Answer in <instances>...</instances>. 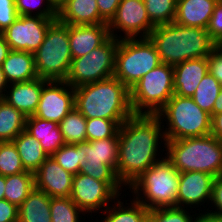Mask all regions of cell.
Wrapping results in <instances>:
<instances>
[{"mask_svg":"<svg viewBox=\"0 0 222 222\" xmlns=\"http://www.w3.org/2000/svg\"><path fill=\"white\" fill-rule=\"evenodd\" d=\"M162 124L157 115L133 114L120 126L116 176L123 187L128 188L162 159L158 151L161 143L166 142Z\"/></svg>","mask_w":222,"mask_h":222,"instance_id":"6da1fadb","label":"cell"},{"mask_svg":"<svg viewBox=\"0 0 222 222\" xmlns=\"http://www.w3.org/2000/svg\"><path fill=\"white\" fill-rule=\"evenodd\" d=\"M162 63L175 66L194 58H207L216 44L206 29L175 22L156 25L148 37Z\"/></svg>","mask_w":222,"mask_h":222,"instance_id":"7a4b0ae2","label":"cell"},{"mask_svg":"<svg viewBox=\"0 0 222 222\" xmlns=\"http://www.w3.org/2000/svg\"><path fill=\"white\" fill-rule=\"evenodd\" d=\"M75 108L86 118L127 120L133 115L130 91L116 77L74 88Z\"/></svg>","mask_w":222,"mask_h":222,"instance_id":"3957f363","label":"cell"},{"mask_svg":"<svg viewBox=\"0 0 222 222\" xmlns=\"http://www.w3.org/2000/svg\"><path fill=\"white\" fill-rule=\"evenodd\" d=\"M166 158L180 172L199 171L215 177L222 175V141L212 134L166 140Z\"/></svg>","mask_w":222,"mask_h":222,"instance_id":"277c9868","label":"cell"},{"mask_svg":"<svg viewBox=\"0 0 222 222\" xmlns=\"http://www.w3.org/2000/svg\"><path fill=\"white\" fill-rule=\"evenodd\" d=\"M179 175L180 172L172 163L166 157H162L143 172L128 190L130 188L133 197L148 210L176 207Z\"/></svg>","mask_w":222,"mask_h":222,"instance_id":"5b68a950","label":"cell"},{"mask_svg":"<svg viewBox=\"0 0 222 222\" xmlns=\"http://www.w3.org/2000/svg\"><path fill=\"white\" fill-rule=\"evenodd\" d=\"M156 115L167 124L163 128L166 140L202 137L211 133V114L202 110L192 97L174 94Z\"/></svg>","mask_w":222,"mask_h":222,"instance_id":"8992f818","label":"cell"},{"mask_svg":"<svg viewBox=\"0 0 222 222\" xmlns=\"http://www.w3.org/2000/svg\"><path fill=\"white\" fill-rule=\"evenodd\" d=\"M39 78L65 81L72 62L68 25L55 20L47 29L43 43L34 53Z\"/></svg>","mask_w":222,"mask_h":222,"instance_id":"52a82bcc","label":"cell"},{"mask_svg":"<svg viewBox=\"0 0 222 222\" xmlns=\"http://www.w3.org/2000/svg\"><path fill=\"white\" fill-rule=\"evenodd\" d=\"M161 63L155 45L149 38L120 39L113 76L130 90Z\"/></svg>","mask_w":222,"mask_h":222,"instance_id":"ba28073f","label":"cell"},{"mask_svg":"<svg viewBox=\"0 0 222 222\" xmlns=\"http://www.w3.org/2000/svg\"><path fill=\"white\" fill-rule=\"evenodd\" d=\"M129 91L133 114L156 115L174 95L173 66L161 63Z\"/></svg>","mask_w":222,"mask_h":222,"instance_id":"9c48e42d","label":"cell"},{"mask_svg":"<svg viewBox=\"0 0 222 222\" xmlns=\"http://www.w3.org/2000/svg\"><path fill=\"white\" fill-rule=\"evenodd\" d=\"M119 40L110 37L90 53L72 59L66 82L73 88L94 83L114 75L115 54Z\"/></svg>","mask_w":222,"mask_h":222,"instance_id":"30bf717a","label":"cell"},{"mask_svg":"<svg viewBox=\"0 0 222 222\" xmlns=\"http://www.w3.org/2000/svg\"><path fill=\"white\" fill-rule=\"evenodd\" d=\"M122 187L120 182H104L79 172L73 175L70 198L83 211L82 215L103 212L121 196Z\"/></svg>","mask_w":222,"mask_h":222,"instance_id":"8fae6325","label":"cell"},{"mask_svg":"<svg viewBox=\"0 0 222 222\" xmlns=\"http://www.w3.org/2000/svg\"><path fill=\"white\" fill-rule=\"evenodd\" d=\"M85 163L80 173L104 182H119L116 176L118 162V133L111 138L85 142Z\"/></svg>","mask_w":222,"mask_h":222,"instance_id":"7c38bea8","label":"cell"},{"mask_svg":"<svg viewBox=\"0 0 222 222\" xmlns=\"http://www.w3.org/2000/svg\"><path fill=\"white\" fill-rule=\"evenodd\" d=\"M108 28L110 35L118 40L136 39L148 38L155 25L148 17L143 0H121ZM117 31L125 33L124 36H118Z\"/></svg>","mask_w":222,"mask_h":222,"instance_id":"4fadbf2b","label":"cell"},{"mask_svg":"<svg viewBox=\"0 0 222 222\" xmlns=\"http://www.w3.org/2000/svg\"><path fill=\"white\" fill-rule=\"evenodd\" d=\"M55 20L57 18L19 15L1 34L11 50L35 53Z\"/></svg>","mask_w":222,"mask_h":222,"instance_id":"5bb4252c","label":"cell"},{"mask_svg":"<svg viewBox=\"0 0 222 222\" xmlns=\"http://www.w3.org/2000/svg\"><path fill=\"white\" fill-rule=\"evenodd\" d=\"M75 108L74 88L66 81H48L42 89L34 116L58 124Z\"/></svg>","mask_w":222,"mask_h":222,"instance_id":"9a60e30c","label":"cell"},{"mask_svg":"<svg viewBox=\"0 0 222 222\" xmlns=\"http://www.w3.org/2000/svg\"><path fill=\"white\" fill-rule=\"evenodd\" d=\"M214 179L215 176L199 171L180 173L176 207L205 208L203 204L211 200Z\"/></svg>","mask_w":222,"mask_h":222,"instance_id":"2e32d148","label":"cell"},{"mask_svg":"<svg viewBox=\"0 0 222 222\" xmlns=\"http://www.w3.org/2000/svg\"><path fill=\"white\" fill-rule=\"evenodd\" d=\"M73 175L49 156L34 172L35 187L52 197H69Z\"/></svg>","mask_w":222,"mask_h":222,"instance_id":"e0dca14e","label":"cell"},{"mask_svg":"<svg viewBox=\"0 0 222 222\" xmlns=\"http://www.w3.org/2000/svg\"><path fill=\"white\" fill-rule=\"evenodd\" d=\"M49 80L36 78L26 82L8 85L2 97L7 103L19 110L25 117L33 116L38 108L43 86Z\"/></svg>","mask_w":222,"mask_h":222,"instance_id":"ac0fdd59","label":"cell"},{"mask_svg":"<svg viewBox=\"0 0 222 222\" xmlns=\"http://www.w3.org/2000/svg\"><path fill=\"white\" fill-rule=\"evenodd\" d=\"M68 37L72 58L90 53L110 37L108 24L68 25Z\"/></svg>","mask_w":222,"mask_h":222,"instance_id":"d6986e66","label":"cell"},{"mask_svg":"<svg viewBox=\"0 0 222 222\" xmlns=\"http://www.w3.org/2000/svg\"><path fill=\"white\" fill-rule=\"evenodd\" d=\"M174 94L192 97L202 78L209 72L207 58H194L173 66Z\"/></svg>","mask_w":222,"mask_h":222,"instance_id":"ffe728a7","label":"cell"},{"mask_svg":"<svg viewBox=\"0 0 222 222\" xmlns=\"http://www.w3.org/2000/svg\"><path fill=\"white\" fill-rule=\"evenodd\" d=\"M57 20L66 25L108 24L100 16L96 0H66L57 11Z\"/></svg>","mask_w":222,"mask_h":222,"instance_id":"44dd1931","label":"cell"},{"mask_svg":"<svg viewBox=\"0 0 222 222\" xmlns=\"http://www.w3.org/2000/svg\"><path fill=\"white\" fill-rule=\"evenodd\" d=\"M218 0H177L174 22L206 29Z\"/></svg>","mask_w":222,"mask_h":222,"instance_id":"7402d4cb","label":"cell"},{"mask_svg":"<svg viewBox=\"0 0 222 222\" xmlns=\"http://www.w3.org/2000/svg\"><path fill=\"white\" fill-rule=\"evenodd\" d=\"M8 84L38 78L34 53L11 50L1 66Z\"/></svg>","mask_w":222,"mask_h":222,"instance_id":"603a6c76","label":"cell"},{"mask_svg":"<svg viewBox=\"0 0 222 222\" xmlns=\"http://www.w3.org/2000/svg\"><path fill=\"white\" fill-rule=\"evenodd\" d=\"M25 130L40 142L48 156H52L65 144L57 122L29 116L26 117Z\"/></svg>","mask_w":222,"mask_h":222,"instance_id":"cb8c5ba5","label":"cell"},{"mask_svg":"<svg viewBox=\"0 0 222 222\" xmlns=\"http://www.w3.org/2000/svg\"><path fill=\"white\" fill-rule=\"evenodd\" d=\"M51 197L36 187L18 207V222H52Z\"/></svg>","mask_w":222,"mask_h":222,"instance_id":"d4e9b609","label":"cell"},{"mask_svg":"<svg viewBox=\"0 0 222 222\" xmlns=\"http://www.w3.org/2000/svg\"><path fill=\"white\" fill-rule=\"evenodd\" d=\"M26 171L34 173L49 157L42 145L29 132L23 130L14 140Z\"/></svg>","mask_w":222,"mask_h":222,"instance_id":"484cf974","label":"cell"},{"mask_svg":"<svg viewBox=\"0 0 222 222\" xmlns=\"http://www.w3.org/2000/svg\"><path fill=\"white\" fill-rule=\"evenodd\" d=\"M119 196L110 204L101 214L106 215L104 220L98 222H141V220L149 213V210L133 198L130 203L125 200L126 206ZM113 205V206H112ZM128 205V206H127ZM111 207V208H110Z\"/></svg>","mask_w":222,"mask_h":222,"instance_id":"4316f807","label":"cell"},{"mask_svg":"<svg viewBox=\"0 0 222 222\" xmlns=\"http://www.w3.org/2000/svg\"><path fill=\"white\" fill-rule=\"evenodd\" d=\"M26 126V117L0 98V142L13 141Z\"/></svg>","mask_w":222,"mask_h":222,"instance_id":"83f0119b","label":"cell"},{"mask_svg":"<svg viewBox=\"0 0 222 222\" xmlns=\"http://www.w3.org/2000/svg\"><path fill=\"white\" fill-rule=\"evenodd\" d=\"M35 188L34 173L21 172L5 177L4 199L17 207Z\"/></svg>","mask_w":222,"mask_h":222,"instance_id":"f1b7e54d","label":"cell"},{"mask_svg":"<svg viewBox=\"0 0 222 222\" xmlns=\"http://www.w3.org/2000/svg\"><path fill=\"white\" fill-rule=\"evenodd\" d=\"M65 144L87 142L86 118L73 108L58 124Z\"/></svg>","mask_w":222,"mask_h":222,"instance_id":"f546056e","label":"cell"},{"mask_svg":"<svg viewBox=\"0 0 222 222\" xmlns=\"http://www.w3.org/2000/svg\"><path fill=\"white\" fill-rule=\"evenodd\" d=\"M85 142L79 144H64L52 157L66 171L76 175L81 171L85 160Z\"/></svg>","mask_w":222,"mask_h":222,"instance_id":"4dcf8cb0","label":"cell"},{"mask_svg":"<svg viewBox=\"0 0 222 222\" xmlns=\"http://www.w3.org/2000/svg\"><path fill=\"white\" fill-rule=\"evenodd\" d=\"M222 85L208 72L201 80L194 95V102L204 111L213 116V106Z\"/></svg>","mask_w":222,"mask_h":222,"instance_id":"1f68e13d","label":"cell"},{"mask_svg":"<svg viewBox=\"0 0 222 222\" xmlns=\"http://www.w3.org/2000/svg\"><path fill=\"white\" fill-rule=\"evenodd\" d=\"M150 21L156 25L172 23L176 17L177 0H143Z\"/></svg>","mask_w":222,"mask_h":222,"instance_id":"d6a6232c","label":"cell"},{"mask_svg":"<svg viewBox=\"0 0 222 222\" xmlns=\"http://www.w3.org/2000/svg\"><path fill=\"white\" fill-rule=\"evenodd\" d=\"M83 211L69 197H52L50 213L52 222H81Z\"/></svg>","mask_w":222,"mask_h":222,"instance_id":"836d02e7","label":"cell"},{"mask_svg":"<svg viewBox=\"0 0 222 222\" xmlns=\"http://www.w3.org/2000/svg\"><path fill=\"white\" fill-rule=\"evenodd\" d=\"M126 120L86 119L87 142L114 137Z\"/></svg>","mask_w":222,"mask_h":222,"instance_id":"e575fe53","label":"cell"},{"mask_svg":"<svg viewBox=\"0 0 222 222\" xmlns=\"http://www.w3.org/2000/svg\"><path fill=\"white\" fill-rule=\"evenodd\" d=\"M26 171L13 141L0 142V175L10 176Z\"/></svg>","mask_w":222,"mask_h":222,"instance_id":"d590c367","label":"cell"},{"mask_svg":"<svg viewBox=\"0 0 222 222\" xmlns=\"http://www.w3.org/2000/svg\"><path fill=\"white\" fill-rule=\"evenodd\" d=\"M43 3L45 7L41 9ZM15 5L18 15L40 16L43 18H57V10L51 5L49 0H15ZM38 6H41L40 9H37L39 11L34 12L33 10H36Z\"/></svg>","mask_w":222,"mask_h":222,"instance_id":"8d00e7d4","label":"cell"},{"mask_svg":"<svg viewBox=\"0 0 222 222\" xmlns=\"http://www.w3.org/2000/svg\"><path fill=\"white\" fill-rule=\"evenodd\" d=\"M149 213L157 222H194L195 214L189 213V208L184 207H162L149 210ZM194 217V218H193Z\"/></svg>","mask_w":222,"mask_h":222,"instance_id":"74e56055","label":"cell"},{"mask_svg":"<svg viewBox=\"0 0 222 222\" xmlns=\"http://www.w3.org/2000/svg\"><path fill=\"white\" fill-rule=\"evenodd\" d=\"M206 30L216 45H222V0L216 3Z\"/></svg>","mask_w":222,"mask_h":222,"instance_id":"f35d334b","label":"cell"},{"mask_svg":"<svg viewBox=\"0 0 222 222\" xmlns=\"http://www.w3.org/2000/svg\"><path fill=\"white\" fill-rule=\"evenodd\" d=\"M15 0H0V33L18 18Z\"/></svg>","mask_w":222,"mask_h":222,"instance_id":"ab89813d","label":"cell"},{"mask_svg":"<svg viewBox=\"0 0 222 222\" xmlns=\"http://www.w3.org/2000/svg\"><path fill=\"white\" fill-rule=\"evenodd\" d=\"M209 73L222 85V45H216L207 57Z\"/></svg>","mask_w":222,"mask_h":222,"instance_id":"60d3db41","label":"cell"},{"mask_svg":"<svg viewBox=\"0 0 222 222\" xmlns=\"http://www.w3.org/2000/svg\"><path fill=\"white\" fill-rule=\"evenodd\" d=\"M210 204L212 205L211 207L216 208L215 211L209 210L208 208L206 211L211 214L222 216V175L214 179Z\"/></svg>","mask_w":222,"mask_h":222,"instance_id":"b9f144b4","label":"cell"},{"mask_svg":"<svg viewBox=\"0 0 222 222\" xmlns=\"http://www.w3.org/2000/svg\"><path fill=\"white\" fill-rule=\"evenodd\" d=\"M100 16L109 23L116 15L121 0H96Z\"/></svg>","mask_w":222,"mask_h":222,"instance_id":"7bdbcfd3","label":"cell"},{"mask_svg":"<svg viewBox=\"0 0 222 222\" xmlns=\"http://www.w3.org/2000/svg\"><path fill=\"white\" fill-rule=\"evenodd\" d=\"M0 222H18V207L5 199L0 200Z\"/></svg>","mask_w":222,"mask_h":222,"instance_id":"ee69618b","label":"cell"},{"mask_svg":"<svg viewBox=\"0 0 222 222\" xmlns=\"http://www.w3.org/2000/svg\"><path fill=\"white\" fill-rule=\"evenodd\" d=\"M210 134L222 141V113H217L212 116Z\"/></svg>","mask_w":222,"mask_h":222,"instance_id":"f6af8a7d","label":"cell"},{"mask_svg":"<svg viewBox=\"0 0 222 222\" xmlns=\"http://www.w3.org/2000/svg\"><path fill=\"white\" fill-rule=\"evenodd\" d=\"M194 222H222V216L205 211L204 213L196 214Z\"/></svg>","mask_w":222,"mask_h":222,"instance_id":"bcb514c9","label":"cell"},{"mask_svg":"<svg viewBox=\"0 0 222 222\" xmlns=\"http://www.w3.org/2000/svg\"><path fill=\"white\" fill-rule=\"evenodd\" d=\"M10 51L11 49L9 45L5 41V38L3 37V35L0 33V68Z\"/></svg>","mask_w":222,"mask_h":222,"instance_id":"7dc6e473","label":"cell"},{"mask_svg":"<svg viewBox=\"0 0 222 222\" xmlns=\"http://www.w3.org/2000/svg\"><path fill=\"white\" fill-rule=\"evenodd\" d=\"M217 113H222V87H221L220 93H219L217 99L215 100V103L213 106V115H215Z\"/></svg>","mask_w":222,"mask_h":222,"instance_id":"c3c4849f","label":"cell"},{"mask_svg":"<svg viewBox=\"0 0 222 222\" xmlns=\"http://www.w3.org/2000/svg\"><path fill=\"white\" fill-rule=\"evenodd\" d=\"M8 85L9 84L5 78V75L3 74L2 69L0 68V98L3 97Z\"/></svg>","mask_w":222,"mask_h":222,"instance_id":"681fc988","label":"cell"},{"mask_svg":"<svg viewBox=\"0 0 222 222\" xmlns=\"http://www.w3.org/2000/svg\"><path fill=\"white\" fill-rule=\"evenodd\" d=\"M5 190V176L0 175V200L4 199Z\"/></svg>","mask_w":222,"mask_h":222,"instance_id":"f907efd6","label":"cell"},{"mask_svg":"<svg viewBox=\"0 0 222 222\" xmlns=\"http://www.w3.org/2000/svg\"><path fill=\"white\" fill-rule=\"evenodd\" d=\"M66 0H49L51 5L58 11L59 8L65 3Z\"/></svg>","mask_w":222,"mask_h":222,"instance_id":"816d5d0a","label":"cell"},{"mask_svg":"<svg viewBox=\"0 0 222 222\" xmlns=\"http://www.w3.org/2000/svg\"><path fill=\"white\" fill-rule=\"evenodd\" d=\"M141 222H157V220L150 214L148 213L142 220Z\"/></svg>","mask_w":222,"mask_h":222,"instance_id":"f5cc1de1","label":"cell"}]
</instances>
